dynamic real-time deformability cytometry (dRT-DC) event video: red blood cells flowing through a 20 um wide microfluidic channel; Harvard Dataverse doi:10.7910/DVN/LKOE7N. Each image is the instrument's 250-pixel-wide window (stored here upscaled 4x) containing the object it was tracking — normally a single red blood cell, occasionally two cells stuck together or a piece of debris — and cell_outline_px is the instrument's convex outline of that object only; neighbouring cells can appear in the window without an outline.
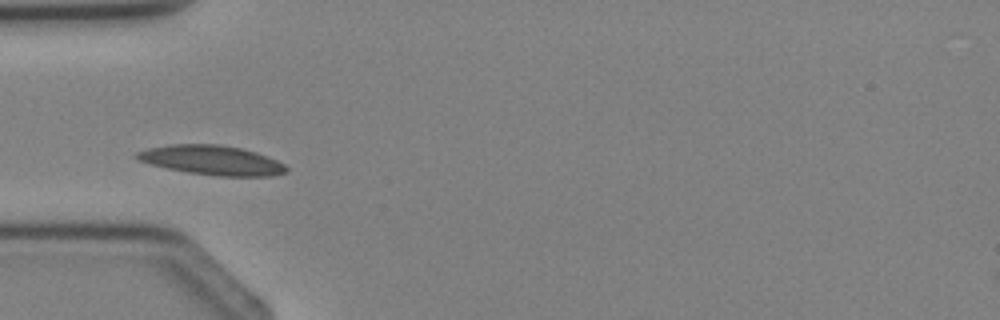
{"species": "Egyptian fruit bat (a non-hibernating species)", "species_latin": "Rousettus aegyptiacus", "temperature_condition": "cold", "stored_images_in_passage": 3, "camera_frame_rate_fps": 3000, "um_per_image_px": 0.085, "animal": {"sex": "female"}, "frame": {"image": 1, "passage_image": 3, "time_ms": 2.333, "image_size_px": [1000, 320], "cell_outline_px": [[288, 172], [272, 176], [216, 176], [188, 172], [168, 168], [152, 164], [140, 160], [132, 156], [136, 152], [148, 148], [168, 144], [220, 144], [240, 148], [256, 152], [276, 160], [284, 164], [288, 168]], "centroid_in_image_um": [18.02, 13.61], "position_along_channel_um": 67.0, "area_um2": 25.66}}